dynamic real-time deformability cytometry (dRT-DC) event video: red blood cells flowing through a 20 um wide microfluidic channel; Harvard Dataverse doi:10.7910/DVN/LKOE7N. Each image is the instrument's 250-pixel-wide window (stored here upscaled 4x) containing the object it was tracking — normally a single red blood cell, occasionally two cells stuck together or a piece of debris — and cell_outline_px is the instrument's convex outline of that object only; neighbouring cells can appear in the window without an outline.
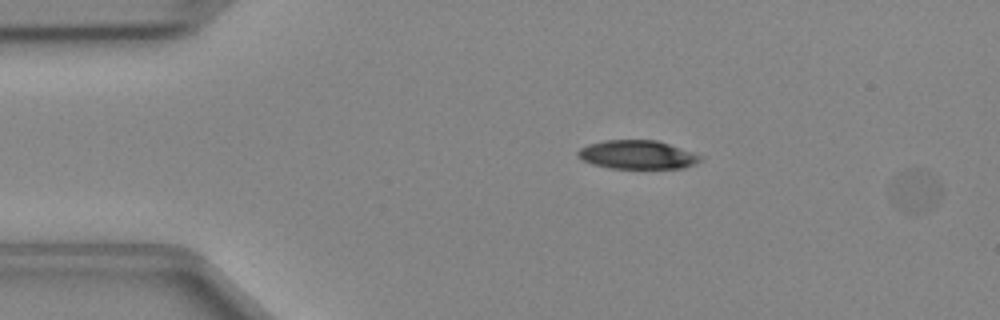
{"species": "Egyptian fruit bat (a non-hibernating species)", "species_latin": "Rousettus aegyptiacus", "temperature_condition": "cold", "stored_images_in_passage": 40, "camera_frame_rate_fps": 3000, "um_per_image_px": 0.085, "animal": {"sex": "female"}, "frame": {"image": 1, "passage_image": 1, "time_ms": 0.0, "image_size_px": [1000, 320], "cell_outline_px": [[944, 188], [936, 204], [924, 212], [892, 200], [892, 180], [908, 172], [924, 176], [936, 180]], "centroid_in_image_um": [77.89, 16.25], "position_along_channel_um": 7.1, "area_um2": 10.46}}
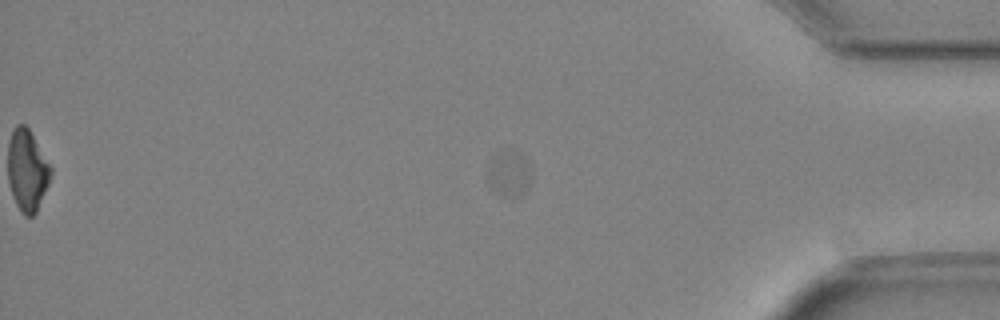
{"frame": {"image": 2, "passage_image": 40, "time_ms": 13.0, "image_size_px": [1000, 320], "cell_outline_px": [[528, 188], [520, 196], [504, 196], [492, 188], [488, 172], [492, 156], [500, 152], [512, 152], [520, 156], [524, 160], [528, 172]], "centroid_in_image_um": [43.23, 14.8], "position_along_channel_um": 392.0, "area_um2": 10.52}}